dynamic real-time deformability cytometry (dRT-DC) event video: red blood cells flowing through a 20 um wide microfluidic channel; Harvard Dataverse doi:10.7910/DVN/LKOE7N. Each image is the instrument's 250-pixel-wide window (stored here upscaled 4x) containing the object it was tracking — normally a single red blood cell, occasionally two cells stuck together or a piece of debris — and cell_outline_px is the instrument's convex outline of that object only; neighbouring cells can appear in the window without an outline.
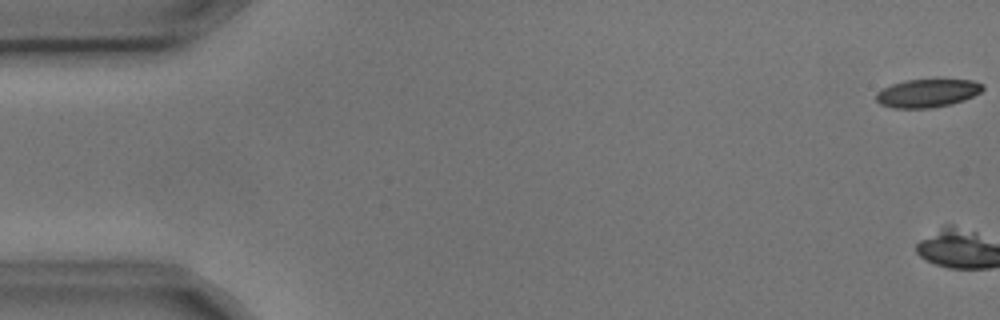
{"species": "common noctule bat (a hibernating species)", "species_latin": "Nyctalus noctula", "temperature_condition": "cold", "stored_images_in_passage": 2, "camera_frame_rate_fps": 3000, "um_per_image_px": 0.085, "animal": {"sex": "male", "body_mass_g": 17.9, "forearm_length_mm": 54.2}, "frame": {"image": 1, "passage_image": 1, "time_ms": 0.0, "image_size_px": [1000, 320], "cell_outline_px": [[984, 88], [980, 92], [964, 100], [952, 104], [932, 108], [892, 108], [880, 104], [876, 100], [876, 92], [892, 84], [904, 80], [972, 80], [984, 84]], "centroid_in_image_um": [78.82, 7.92], "position_along_channel_um": 6.2, "area_um2": 17.51}}